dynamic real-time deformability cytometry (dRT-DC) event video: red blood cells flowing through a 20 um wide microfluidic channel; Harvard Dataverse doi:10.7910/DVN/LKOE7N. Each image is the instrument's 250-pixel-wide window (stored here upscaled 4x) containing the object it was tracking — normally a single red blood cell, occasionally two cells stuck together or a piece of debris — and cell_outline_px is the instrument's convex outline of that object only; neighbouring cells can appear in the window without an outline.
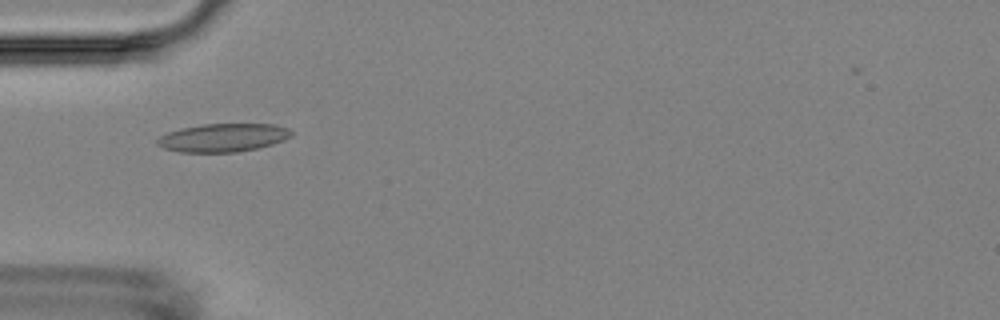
{"species": "Egyptian fruit bat (a non-hibernating species)", "species_latin": "Rousettus aegyptiacus", "temperature_condition": "room temperature", "stored_images_in_passage": 9, "camera_frame_rate_fps": 3000, "um_per_image_px": 0.085, "animal": {"sex": "female"}, "frame": {"image": 1, "passage_image": 3, "time_ms": 2.333, "image_size_px": [1000, 320], "cell_outline_px": [[292, 136], [284, 140], [272, 144], [256, 148], [236, 152], [180, 152], [164, 148], [156, 144], [156, 140], [160, 136], [168, 132], [180, 128], [204, 124], [276, 124], [288, 128], [292, 132]], "centroid_in_image_um": [18.96, 11.69], "position_along_channel_um": 66.0, "area_um2": 22.08}}
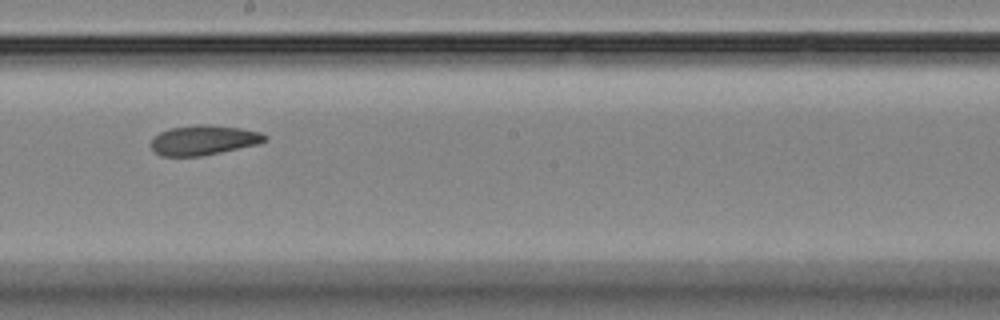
{"frame": {"image": 2, "passage_image": 7, "time_ms": 7.0, "image_size_px": [1000, 320], "cell_outline_px": [[268, 140], [260, 144], [200, 156], [160, 156], [152, 148], [152, 140], [160, 132], [172, 128], [196, 124], [208, 124], [240, 128], [260, 132], [268, 136]], "centroid_in_image_um": [17.36, 11.91], "position_along_channel_um": 230.8, "area_um2": 19.71}}
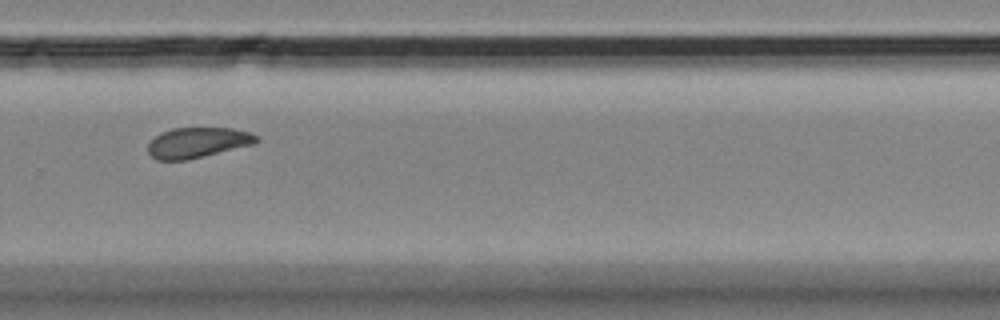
{"frame": {"image": 3, "passage_image": 9, "time_ms": 9.333, "image_size_px": [1000, 320], "cell_outline_px": [[260, 140], [256, 144], [188, 160], [156, 160], [148, 152], [148, 144], [160, 132], [172, 128], [232, 128], [252, 132], [260, 136]], "centroid_in_image_um": [16.86, 12.12], "position_along_channel_um": 312.9, "area_um2": 19.54}}